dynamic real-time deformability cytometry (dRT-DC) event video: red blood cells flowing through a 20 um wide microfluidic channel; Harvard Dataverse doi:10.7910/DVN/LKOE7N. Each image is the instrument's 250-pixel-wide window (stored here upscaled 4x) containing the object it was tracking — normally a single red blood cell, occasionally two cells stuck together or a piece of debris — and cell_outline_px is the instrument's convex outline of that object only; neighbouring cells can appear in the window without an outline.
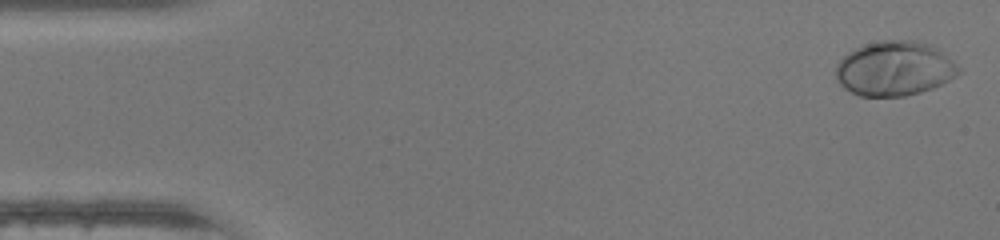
{"species": "human", "species_latin": "Homo sapiens", "temperature_condition": "warm", "stored_images_in_passage": 46, "camera_frame_rate_fps": 3000, "um_per_image_px": 0.085, "donor": {"sex": "female"}, "frame": {"image": 1, "passage_image": 1, "time_ms": 0.0, "image_size_px": [1000, 240], "cell_outline_px": [[960, 72], [956, 76], [932, 88], [920, 92], [904, 96], [860, 96], [844, 88], [840, 84], [836, 76], [836, 64], [848, 52], [864, 44], [880, 40], [916, 40], [928, 44], [936, 48], [952, 60], [960, 68]], "centroid_in_image_um": [76.01, 5.82], "position_along_channel_um": 9.0, "area_um2": 38.9}}
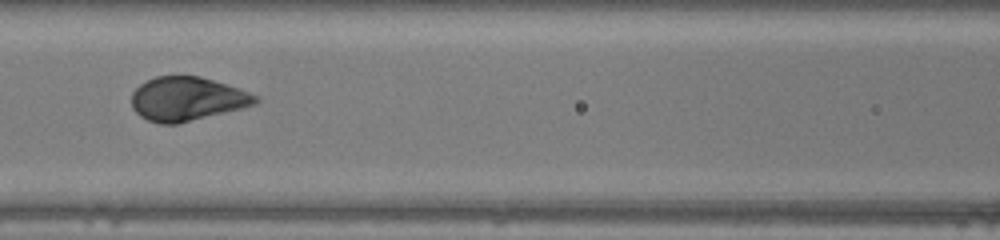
{"frame": {"image": 2, "passage_image": 20, "time_ms": 6.333, "image_size_px": [1000, 240], "cell_outline_px": [[260, 100], [256, 104], [176, 124], [160, 124], [148, 120], [140, 116], [132, 108], [132, 92], [140, 84], [156, 76], [200, 76], [260, 96]], "centroid_in_image_um": [15.87, 8.41], "position_along_channel_um": 150.7, "area_um2": 31.27}}
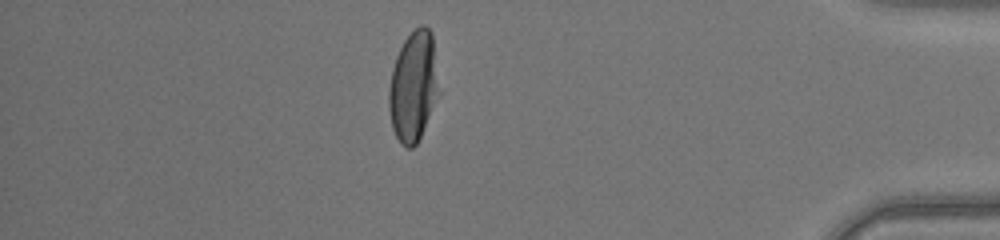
{"frame": {"image": 3, "passage_image": 40, "time_ms": 13.0, "image_size_px": [1000, 240], "cell_outline_px": [[440, 92], [420, 136], [416, 144], [412, 148], [404, 148], [400, 144], [392, 128], [388, 108], [388, 88], [392, 68], [396, 56], [404, 40], [420, 24], [424, 24], [432, 32]], "centroid_in_image_um": [35.12, 7.35], "position_along_channel_um": 400.1, "area_um2": 32.37}, "authors_computed_cell_mechanics": {"area_um2": 33.3217, "velocity_mm_per_s": 4.3933, "shape_relaxation_time_tau1_ms": 2.6815, "shape_relaxation_time_tau2_ms": null, "deformation_change_tau1": 0.1892, "deformation_change_tau2": null}}